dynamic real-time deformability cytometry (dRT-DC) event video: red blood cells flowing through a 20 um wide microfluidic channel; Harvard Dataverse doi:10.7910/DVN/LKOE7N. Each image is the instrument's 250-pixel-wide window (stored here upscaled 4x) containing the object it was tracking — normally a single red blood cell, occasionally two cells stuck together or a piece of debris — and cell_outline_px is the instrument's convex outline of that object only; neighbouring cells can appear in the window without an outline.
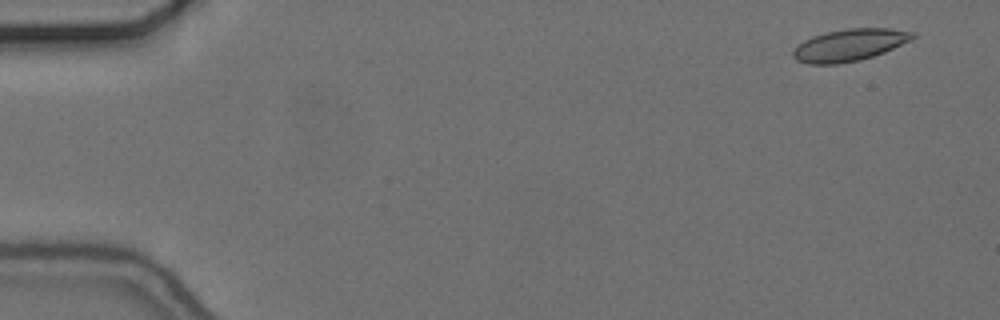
{"species": "common noctule bat (a hibernating species)", "species_latin": "Nyctalus noctula", "temperature_condition": "cold", "stored_images_in_passage": 55, "camera_frame_rate_fps": 3000, "um_per_image_px": 0.085, "animal": {"sex": "female", "body_mass_g": 24.6, "forearm_length_mm": 56.2}, "frame": {"image": 1, "passage_image": 1, "time_ms": 0.0, "image_size_px": [1000, 320], "cell_outline_px": [[916, 36], [912, 40], [884, 52], [860, 60], [836, 64], [808, 64], [796, 60], [792, 56], [792, 52], [804, 40], [812, 36], [828, 32], [848, 28], [888, 28], [916, 32]], "centroid_in_image_um": [72.23, 3.82], "position_along_channel_um": 12.8, "area_um2": 22.25}}
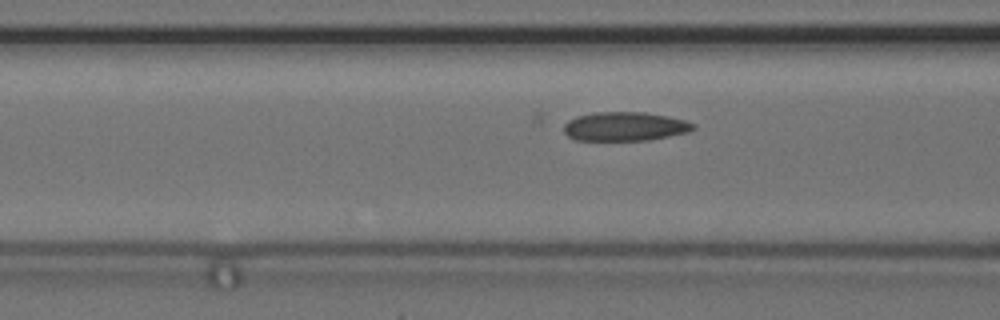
{"frame": {"image": 2, "passage_image": 20, "time_ms": 6.333, "image_size_px": [1000, 320], "cell_outline_px": [[696, 128], [688, 132], [648, 140], [576, 140], [568, 136], [564, 132], [564, 124], [568, 120], [576, 116], [596, 112], [644, 112], [668, 116], [684, 120], [696, 124]], "centroid_in_image_um": [53.11, 10.74], "position_along_channel_um": 113.5, "area_um2": 21.85}}
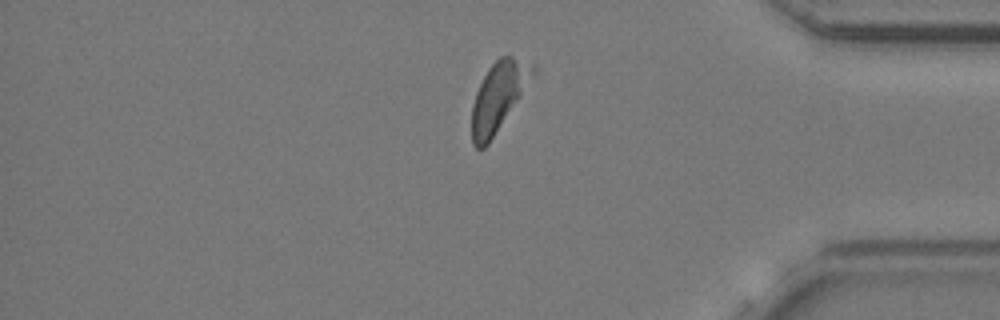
{"frame": {"image": 3, "passage_image": 45, "time_ms": 14.667, "image_size_px": [1000, 320], "cell_outline_px": [[536, 72], [488, 144], [484, 148], [476, 148], [472, 144], [472, 104], [476, 92], [488, 68], [500, 56], [512, 56], [536, 64]], "centroid_in_image_um": [42.37, 8.17], "position_along_channel_um": 392.8, "area_um2": 24.04}, "authors_computed_cell_mechanics": {"area_um2": 22.1952, "velocity_mm_per_s": 3.6496, "shape_relaxation_time_tau1_ms": 7.6642, "shape_relaxation_time_tau2_ms": 1.7085, "deformation_change_tau1": 0.1475, "deformation_change_tau2": 0.0855}}